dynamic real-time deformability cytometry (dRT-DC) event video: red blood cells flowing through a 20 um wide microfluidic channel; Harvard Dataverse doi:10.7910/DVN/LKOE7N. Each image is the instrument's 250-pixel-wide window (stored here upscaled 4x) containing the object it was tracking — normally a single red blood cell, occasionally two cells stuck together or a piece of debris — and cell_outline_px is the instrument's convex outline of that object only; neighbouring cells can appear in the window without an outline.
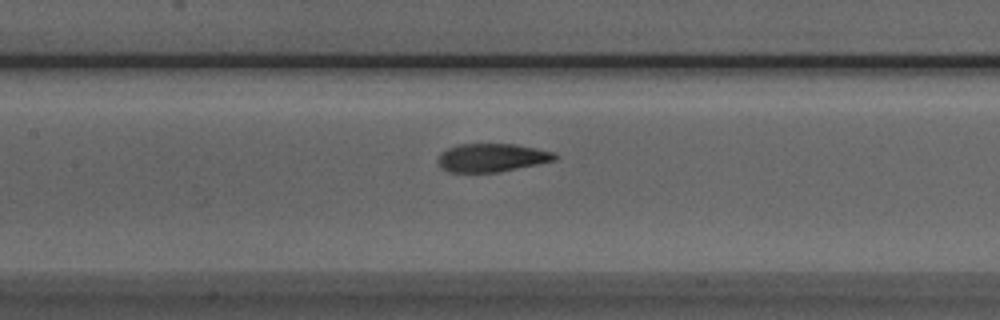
{"species": "Egyptian fruit bat (a non-hibernating species)", "species_latin": "Rousettus aegyptiacus", "temperature_condition": "room temperature", "stored_images_in_passage": 38, "camera_frame_rate_fps": 3000, "um_per_image_px": 0.085, "animal": {"sex": "male"}, "frame": {"image": 1, "passage_image": 10, "time_ms": 3.0, "image_size_px": [1000, 320], "cell_outline_px": [[560, 156], [556, 160], [500, 172], [448, 172], [440, 168], [436, 160], [440, 152], [448, 148], [460, 144], [516, 144], [556, 152]], "centroid_in_image_um": [41.81, 13.4], "position_along_channel_um": 165.6, "area_um2": 19.59}}
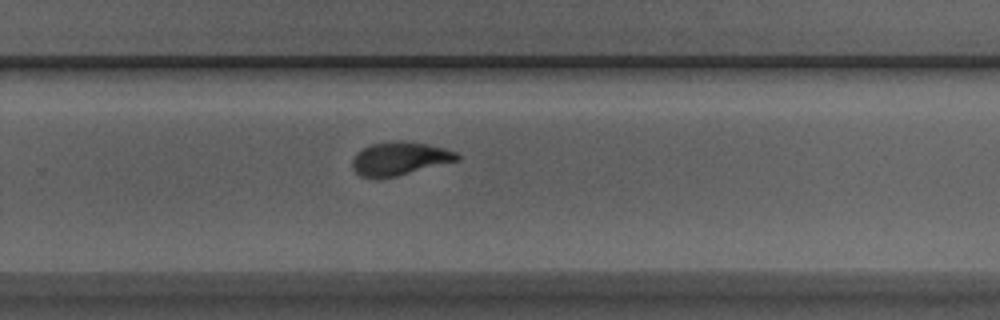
{"frame": {"image": 2, "passage_image": 20, "time_ms": 6.333, "image_size_px": [1000, 320], "cell_outline_px": [[460, 160], [396, 176], [360, 176], [352, 168], [352, 160], [356, 152], [368, 144], [404, 140], [444, 148], [456, 152], [460, 156]], "centroid_in_image_um": [33.97, 13.45], "position_along_channel_um": 295.8, "area_um2": 20.06}}
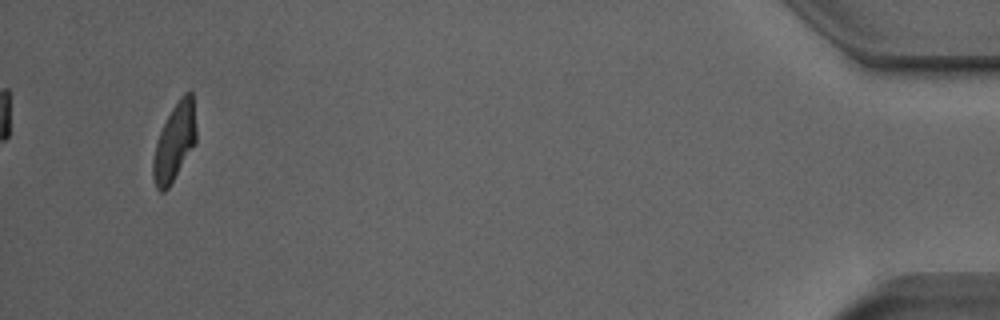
{"frame": {"image": 3, "passage_image": 36, "time_ms": 11.667, "image_size_px": [1000, 320], "cell_outline_px": [[196, 140], [168, 188], [164, 192], [160, 192], [156, 188], [152, 176], [152, 160], [156, 144], [160, 132], [172, 108], [180, 96], [184, 92], [192, 92], [196, 128]], "centroid_in_image_um": [14.81, 12.07], "position_along_channel_um": 420.4, "area_um2": 19.07}, "authors_computed_cell_mechanics": {"area_um2": 20.1722, "velocity_mm_per_s": 3.9237, "shape_relaxation_time_tau1_ms": 3.9703, "shape_relaxation_time_tau2_ms": 1.5212, "deformation_change_tau1": 0.1611, "deformation_change_tau2": 0.0912}}